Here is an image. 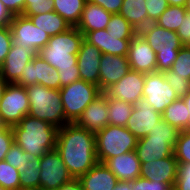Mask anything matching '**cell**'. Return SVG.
Listing matches in <instances>:
<instances>
[{"label":"cell","instance_id":"7c38bea8","mask_svg":"<svg viewBox=\"0 0 190 190\" xmlns=\"http://www.w3.org/2000/svg\"><path fill=\"white\" fill-rule=\"evenodd\" d=\"M24 87L41 84L50 89H60L58 70L49 65L38 54L23 68L21 78L16 82Z\"/></svg>","mask_w":190,"mask_h":190},{"label":"cell","instance_id":"6da1fadb","mask_svg":"<svg viewBox=\"0 0 190 190\" xmlns=\"http://www.w3.org/2000/svg\"><path fill=\"white\" fill-rule=\"evenodd\" d=\"M56 150L73 178L86 174L98 163L95 133L76 123L58 129Z\"/></svg>","mask_w":190,"mask_h":190},{"label":"cell","instance_id":"9c48e42d","mask_svg":"<svg viewBox=\"0 0 190 190\" xmlns=\"http://www.w3.org/2000/svg\"><path fill=\"white\" fill-rule=\"evenodd\" d=\"M40 189L57 190L73 179L56 149L47 151L40 158Z\"/></svg>","mask_w":190,"mask_h":190},{"label":"cell","instance_id":"83f0119b","mask_svg":"<svg viewBox=\"0 0 190 190\" xmlns=\"http://www.w3.org/2000/svg\"><path fill=\"white\" fill-rule=\"evenodd\" d=\"M137 31L147 25L145 0H123L119 12Z\"/></svg>","mask_w":190,"mask_h":190},{"label":"cell","instance_id":"f35d334b","mask_svg":"<svg viewBox=\"0 0 190 190\" xmlns=\"http://www.w3.org/2000/svg\"><path fill=\"white\" fill-rule=\"evenodd\" d=\"M163 74L178 98H183L190 91L189 79H184L183 76L180 75H173L171 70H166Z\"/></svg>","mask_w":190,"mask_h":190},{"label":"cell","instance_id":"1f68e13d","mask_svg":"<svg viewBox=\"0 0 190 190\" xmlns=\"http://www.w3.org/2000/svg\"><path fill=\"white\" fill-rule=\"evenodd\" d=\"M108 34L118 39L131 40L138 31L120 14H112L107 25Z\"/></svg>","mask_w":190,"mask_h":190},{"label":"cell","instance_id":"8d00e7d4","mask_svg":"<svg viewBox=\"0 0 190 190\" xmlns=\"http://www.w3.org/2000/svg\"><path fill=\"white\" fill-rule=\"evenodd\" d=\"M173 153L178 163H190V129L179 132Z\"/></svg>","mask_w":190,"mask_h":190},{"label":"cell","instance_id":"f907efd6","mask_svg":"<svg viewBox=\"0 0 190 190\" xmlns=\"http://www.w3.org/2000/svg\"><path fill=\"white\" fill-rule=\"evenodd\" d=\"M57 190H83L81 182L78 178H73L71 181L63 184Z\"/></svg>","mask_w":190,"mask_h":190},{"label":"cell","instance_id":"3957f363","mask_svg":"<svg viewBox=\"0 0 190 190\" xmlns=\"http://www.w3.org/2000/svg\"><path fill=\"white\" fill-rule=\"evenodd\" d=\"M11 128L14 142L25 152L41 158L47 151L56 149L58 128L44 120L26 115Z\"/></svg>","mask_w":190,"mask_h":190},{"label":"cell","instance_id":"30bf717a","mask_svg":"<svg viewBox=\"0 0 190 190\" xmlns=\"http://www.w3.org/2000/svg\"><path fill=\"white\" fill-rule=\"evenodd\" d=\"M12 42L24 48H33L37 53L46 46L50 36L36 27L28 17L14 15L9 25Z\"/></svg>","mask_w":190,"mask_h":190},{"label":"cell","instance_id":"b9f144b4","mask_svg":"<svg viewBox=\"0 0 190 190\" xmlns=\"http://www.w3.org/2000/svg\"><path fill=\"white\" fill-rule=\"evenodd\" d=\"M133 190H173V187L164 182L150 181L143 177H138L132 181Z\"/></svg>","mask_w":190,"mask_h":190},{"label":"cell","instance_id":"9a60e30c","mask_svg":"<svg viewBox=\"0 0 190 190\" xmlns=\"http://www.w3.org/2000/svg\"><path fill=\"white\" fill-rule=\"evenodd\" d=\"M127 59L131 70L144 74L157 71L156 52L139 33L130 40Z\"/></svg>","mask_w":190,"mask_h":190},{"label":"cell","instance_id":"c3c4849f","mask_svg":"<svg viewBox=\"0 0 190 190\" xmlns=\"http://www.w3.org/2000/svg\"><path fill=\"white\" fill-rule=\"evenodd\" d=\"M8 11L14 15H22L25 8V0H0Z\"/></svg>","mask_w":190,"mask_h":190},{"label":"cell","instance_id":"44dd1931","mask_svg":"<svg viewBox=\"0 0 190 190\" xmlns=\"http://www.w3.org/2000/svg\"><path fill=\"white\" fill-rule=\"evenodd\" d=\"M174 146L169 138L145 136L138 139L135 152L139 161L146 163L171 156Z\"/></svg>","mask_w":190,"mask_h":190},{"label":"cell","instance_id":"ac0fdd59","mask_svg":"<svg viewBox=\"0 0 190 190\" xmlns=\"http://www.w3.org/2000/svg\"><path fill=\"white\" fill-rule=\"evenodd\" d=\"M76 124L95 134L109 125L108 98L103 92L85 108Z\"/></svg>","mask_w":190,"mask_h":190},{"label":"cell","instance_id":"f5cc1de1","mask_svg":"<svg viewBox=\"0 0 190 190\" xmlns=\"http://www.w3.org/2000/svg\"><path fill=\"white\" fill-rule=\"evenodd\" d=\"M169 6H183L185 7L187 0H167Z\"/></svg>","mask_w":190,"mask_h":190},{"label":"cell","instance_id":"816d5d0a","mask_svg":"<svg viewBox=\"0 0 190 190\" xmlns=\"http://www.w3.org/2000/svg\"><path fill=\"white\" fill-rule=\"evenodd\" d=\"M113 190H133L132 181H119Z\"/></svg>","mask_w":190,"mask_h":190},{"label":"cell","instance_id":"ee69618b","mask_svg":"<svg viewBox=\"0 0 190 190\" xmlns=\"http://www.w3.org/2000/svg\"><path fill=\"white\" fill-rule=\"evenodd\" d=\"M173 190H190V163H178L177 178Z\"/></svg>","mask_w":190,"mask_h":190},{"label":"cell","instance_id":"277c9868","mask_svg":"<svg viewBox=\"0 0 190 190\" xmlns=\"http://www.w3.org/2000/svg\"><path fill=\"white\" fill-rule=\"evenodd\" d=\"M26 91L30 104L28 115L44 120L58 129L68 124L61 103L60 90L34 84L27 86Z\"/></svg>","mask_w":190,"mask_h":190},{"label":"cell","instance_id":"f6af8a7d","mask_svg":"<svg viewBox=\"0 0 190 190\" xmlns=\"http://www.w3.org/2000/svg\"><path fill=\"white\" fill-rule=\"evenodd\" d=\"M12 43V34L9 26L0 27V66L9 53Z\"/></svg>","mask_w":190,"mask_h":190},{"label":"cell","instance_id":"6f0895ef","mask_svg":"<svg viewBox=\"0 0 190 190\" xmlns=\"http://www.w3.org/2000/svg\"><path fill=\"white\" fill-rule=\"evenodd\" d=\"M0 190H7L3 186L0 185Z\"/></svg>","mask_w":190,"mask_h":190},{"label":"cell","instance_id":"5b68a950","mask_svg":"<svg viewBox=\"0 0 190 190\" xmlns=\"http://www.w3.org/2000/svg\"><path fill=\"white\" fill-rule=\"evenodd\" d=\"M138 33L156 52L157 72L170 70L177 59L179 50L184 46L177 33L164 29L155 23H149Z\"/></svg>","mask_w":190,"mask_h":190},{"label":"cell","instance_id":"7dc6e473","mask_svg":"<svg viewBox=\"0 0 190 190\" xmlns=\"http://www.w3.org/2000/svg\"><path fill=\"white\" fill-rule=\"evenodd\" d=\"M89 2L101 6L111 14H119L123 0H88Z\"/></svg>","mask_w":190,"mask_h":190},{"label":"cell","instance_id":"484cf974","mask_svg":"<svg viewBox=\"0 0 190 190\" xmlns=\"http://www.w3.org/2000/svg\"><path fill=\"white\" fill-rule=\"evenodd\" d=\"M25 17H28L36 27L49 36L57 35L71 28L69 23L55 11Z\"/></svg>","mask_w":190,"mask_h":190},{"label":"cell","instance_id":"11a10c76","mask_svg":"<svg viewBox=\"0 0 190 190\" xmlns=\"http://www.w3.org/2000/svg\"><path fill=\"white\" fill-rule=\"evenodd\" d=\"M6 85L7 83L4 81V79L2 78V75L0 74V97Z\"/></svg>","mask_w":190,"mask_h":190},{"label":"cell","instance_id":"d590c367","mask_svg":"<svg viewBox=\"0 0 190 190\" xmlns=\"http://www.w3.org/2000/svg\"><path fill=\"white\" fill-rule=\"evenodd\" d=\"M173 75L183 76L190 80V45H184L178 52L177 59L170 69Z\"/></svg>","mask_w":190,"mask_h":190},{"label":"cell","instance_id":"d6986e66","mask_svg":"<svg viewBox=\"0 0 190 190\" xmlns=\"http://www.w3.org/2000/svg\"><path fill=\"white\" fill-rule=\"evenodd\" d=\"M177 171L178 162L173 153L171 156L163 159L141 163L140 177L150 181L168 183L174 188Z\"/></svg>","mask_w":190,"mask_h":190},{"label":"cell","instance_id":"7bdbcfd3","mask_svg":"<svg viewBox=\"0 0 190 190\" xmlns=\"http://www.w3.org/2000/svg\"><path fill=\"white\" fill-rule=\"evenodd\" d=\"M14 143V134L11 127L0 123V161L5 159V156Z\"/></svg>","mask_w":190,"mask_h":190},{"label":"cell","instance_id":"4fadbf2b","mask_svg":"<svg viewBox=\"0 0 190 190\" xmlns=\"http://www.w3.org/2000/svg\"><path fill=\"white\" fill-rule=\"evenodd\" d=\"M144 83V73L130 70L117 83L111 85L103 93L107 98H115L135 105L143 97Z\"/></svg>","mask_w":190,"mask_h":190},{"label":"cell","instance_id":"d4e9b609","mask_svg":"<svg viewBox=\"0 0 190 190\" xmlns=\"http://www.w3.org/2000/svg\"><path fill=\"white\" fill-rule=\"evenodd\" d=\"M111 13L101 6L86 2L77 29L84 35L86 32L106 29L111 19Z\"/></svg>","mask_w":190,"mask_h":190},{"label":"cell","instance_id":"5bb4252c","mask_svg":"<svg viewBox=\"0 0 190 190\" xmlns=\"http://www.w3.org/2000/svg\"><path fill=\"white\" fill-rule=\"evenodd\" d=\"M162 119V114L155 111L147 99L142 97L134 105L131 116L127 120L126 128L137 138L141 139L150 133V130L156 126Z\"/></svg>","mask_w":190,"mask_h":190},{"label":"cell","instance_id":"f546056e","mask_svg":"<svg viewBox=\"0 0 190 190\" xmlns=\"http://www.w3.org/2000/svg\"><path fill=\"white\" fill-rule=\"evenodd\" d=\"M134 105L115 98H108L109 125L126 126Z\"/></svg>","mask_w":190,"mask_h":190},{"label":"cell","instance_id":"e575fe53","mask_svg":"<svg viewBox=\"0 0 190 190\" xmlns=\"http://www.w3.org/2000/svg\"><path fill=\"white\" fill-rule=\"evenodd\" d=\"M37 158L38 156L23 151L20 146L14 142L8 150L4 160L15 167L20 173H23L26 163Z\"/></svg>","mask_w":190,"mask_h":190},{"label":"cell","instance_id":"bcb514c9","mask_svg":"<svg viewBox=\"0 0 190 190\" xmlns=\"http://www.w3.org/2000/svg\"><path fill=\"white\" fill-rule=\"evenodd\" d=\"M183 45H190V12L187 11L182 24L176 31Z\"/></svg>","mask_w":190,"mask_h":190},{"label":"cell","instance_id":"d6a6232c","mask_svg":"<svg viewBox=\"0 0 190 190\" xmlns=\"http://www.w3.org/2000/svg\"><path fill=\"white\" fill-rule=\"evenodd\" d=\"M40 158L28 161L20 173L21 190L40 189Z\"/></svg>","mask_w":190,"mask_h":190},{"label":"cell","instance_id":"8fae6325","mask_svg":"<svg viewBox=\"0 0 190 190\" xmlns=\"http://www.w3.org/2000/svg\"><path fill=\"white\" fill-rule=\"evenodd\" d=\"M143 97L147 99L155 111L161 114L167 106L178 99L175 91L166 81L163 72L157 71L145 74Z\"/></svg>","mask_w":190,"mask_h":190},{"label":"cell","instance_id":"ab89813d","mask_svg":"<svg viewBox=\"0 0 190 190\" xmlns=\"http://www.w3.org/2000/svg\"><path fill=\"white\" fill-rule=\"evenodd\" d=\"M178 135V130H176L171 124L161 119L158 123H156V126L150 130V133L147 136L169 138V140L175 145Z\"/></svg>","mask_w":190,"mask_h":190},{"label":"cell","instance_id":"603a6c76","mask_svg":"<svg viewBox=\"0 0 190 190\" xmlns=\"http://www.w3.org/2000/svg\"><path fill=\"white\" fill-rule=\"evenodd\" d=\"M104 164L116 176L118 181H134L140 177L141 162L135 151L109 158Z\"/></svg>","mask_w":190,"mask_h":190},{"label":"cell","instance_id":"f1b7e54d","mask_svg":"<svg viewBox=\"0 0 190 190\" xmlns=\"http://www.w3.org/2000/svg\"><path fill=\"white\" fill-rule=\"evenodd\" d=\"M88 0H54V11L71 27H77Z\"/></svg>","mask_w":190,"mask_h":190},{"label":"cell","instance_id":"7402d4cb","mask_svg":"<svg viewBox=\"0 0 190 190\" xmlns=\"http://www.w3.org/2000/svg\"><path fill=\"white\" fill-rule=\"evenodd\" d=\"M84 40L95 45L102 54L118 55L127 57L130 40L118 39V37L108 34L106 29L86 32Z\"/></svg>","mask_w":190,"mask_h":190},{"label":"cell","instance_id":"681fc988","mask_svg":"<svg viewBox=\"0 0 190 190\" xmlns=\"http://www.w3.org/2000/svg\"><path fill=\"white\" fill-rule=\"evenodd\" d=\"M13 15L8 11L4 4L0 1V27L9 26Z\"/></svg>","mask_w":190,"mask_h":190},{"label":"cell","instance_id":"9f6ffc18","mask_svg":"<svg viewBox=\"0 0 190 190\" xmlns=\"http://www.w3.org/2000/svg\"><path fill=\"white\" fill-rule=\"evenodd\" d=\"M185 9L190 12V0H187L186 5H185Z\"/></svg>","mask_w":190,"mask_h":190},{"label":"cell","instance_id":"836d02e7","mask_svg":"<svg viewBox=\"0 0 190 190\" xmlns=\"http://www.w3.org/2000/svg\"><path fill=\"white\" fill-rule=\"evenodd\" d=\"M0 185L7 190H21L20 172L5 160L0 161Z\"/></svg>","mask_w":190,"mask_h":190},{"label":"cell","instance_id":"db71d44e","mask_svg":"<svg viewBox=\"0 0 190 190\" xmlns=\"http://www.w3.org/2000/svg\"><path fill=\"white\" fill-rule=\"evenodd\" d=\"M182 99L185 102V105L187 107V111L190 117V91Z\"/></svg>","mask_w":190,"mask_h":190},{"label":"cell","instance_id":"4316f807","mask_svg":"<svg viewBox=\"0 0 190 190\" xmlns=\"http://www.w3.org/2000/svg\"><path fill=\"white\" fill-rule=\"evenodd\" d=\"M162 119L179 132L190 129V117L182 98L174 100L162 113Z\"/></svg>","mask_w":190,"mask_h":190},{"label":"cell","instance_id":"e0dca14e","mask_svg":"<svg viewBox=\"0 0 190 190\" xmlns=\"http://www.w3.org/2000/svg\"><path fill=\"white\" fill-rule=\"evenodd\" d=\"M102 52L95 46L83 40L77 54V64L80 79L94 84L100 89V60Z\"/></svg>","mask_w":190,"mask_h":190},{"label":"cell","instance_id":"ffe728a7","mask_svg":"<svg viewBox=\"0 0 190 190\" xmlns=\"http://www.w3.org/2000/svg\"><path fill=\"white\" fill-rule=\"evenodd\" d=\"M127 57L103 54L100 60V91L104 92L130 71Z\"/></svg>","mask_w":190,"mask_h":190},{"label":"cell","instance_id":"8992f818","mask_svg":"<svg viewBox=\"0 0 190 190\" xmlns=\"http://www.w3.org/2000/svg\"><path fill=\"white\" fill-rule=\"evenodd\" d=\"M98 162L135 151L138 139L124 126L107 125L96 134Z\"/></svg>","mask_w":190,"mask_h":190},{"label":"cell","instance_id":"4dcf8cb0","mask_svg":"<svg viewBox=\"0 0 190 190\" xmlns=\"http://www.w3.org/2000/svg\"><path fill=\"white\" fill-rule=\"evenodd\" d=\"M187 10L183 6H168L167 9L157 19L155 24L170 31H177Z\"/></svg>","mask_w":190,"mask_h":190},{"label":"cell","instance_id":"60d3db41","mask_svg":"<svg viewBox=\"0 0 190 190\" xmlns=\"http://www.w3.org/2000/svg\"><path fill=\"white\" fill-rule=\"evenodd\" d=\"M147 9V25L155 23L161 14L167 9V0H145Z\"/></svg>","mask_w":190,"mask_h":190},{"label":"cell","instance_id":"74e56055","mask_svg":"<svg viewBox=\"0 0 190 190\" xmlns=\"http://www.w3.org/2000/svg\"><path fill=\"white\" fill-rule=\"evenodd\" d=\"M54 11V0H25L23 16H34Z\"/></svg>","mask_w":190,"mask_h":190},{"label":"cell","instance_id":"ba28073f","mask_svg":"<svg viewBox=\"0 0 190 190\" xmlns=\"http://www.w3.org/2000/svg\"><path fill=\"white\" fill-rule=\"evenodd\" d=\"M29 109L26 87L7 83L0 97V123L12 127L28 115Z\"/></svg>","mask_w":190,"mask_h":190},{"label":"cell","instance_id":"cb8c5ba5","mask_svg":"<svg viewBox=\"0 0 190 190\" xmlns=\"http://www.w3.org/2000/svg\"><path fill=\"white\" fill-rule=\"evenodd\" d=\"M78 179L83 190H113L119 182L109 168L100 162Z\"/></svg>","mask_w":190,"mask_h":190},{"label":"cell","instance_id":"2e32d148","mask_svg":"<svg viewBox=\"0 0 190 190\" xmlns=\"http://www.w3.org/2000/svg\"><path fill=\"white\" fill-rule=\"evenodd\" d=\"M38 53L30 47L24 48L12 43L9 53L0 66V74L6 83H16L23 74V68Z\"/></svg>","mask_w":190,"mask_h":190},{"label":"cell","instance_id":"7a4b0ae2","mask_svg":"<svg viewBox=\"0 0 190 190\" xmlns=\"http://www.w3.org/2000/svg\"><path fill=\"white\" fill-rule=\"evenodd\" d=\"M83 40L84 35L76 27H71L65 32L50 36L46 46L38 52L40 57L58 70L60 89L80 80L77 54Z\"/></svg>","mask_w":190,"mask_h":190},{"label":"cell","instance_id":"52a82bcc","mask_svg":"<svg viewBox=\"0 0 190 190\" xmlns=\"http://www.w3.org/2000/svg\"><path fill=\"white\" fill-rule=\"evenodd\" d=\"M59 90L67 123H76L85 108L102 93L98 86L81 79Z\"/></svg>","mask_w":190,"mask_h":190}]
</instances>
